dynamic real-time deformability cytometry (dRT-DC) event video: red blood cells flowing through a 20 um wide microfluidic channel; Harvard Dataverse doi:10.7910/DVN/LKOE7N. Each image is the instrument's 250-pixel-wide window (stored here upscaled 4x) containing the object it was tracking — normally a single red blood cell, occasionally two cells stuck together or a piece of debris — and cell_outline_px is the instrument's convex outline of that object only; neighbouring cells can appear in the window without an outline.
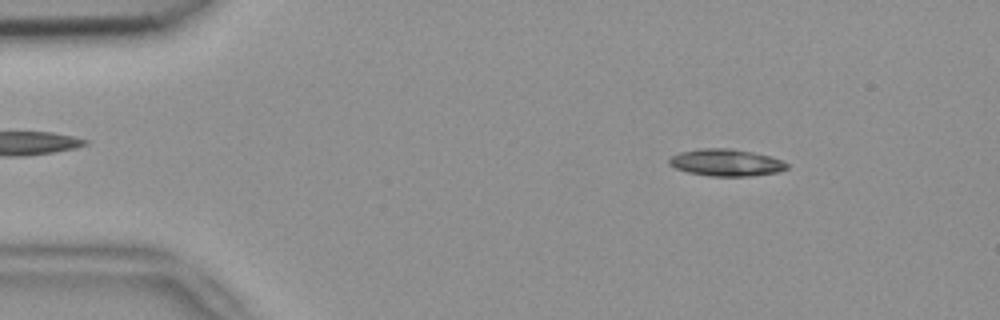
{"species": "common noctule bat (a hibernating species)", "species_latin": "Nyctalus noctula", "temperature_condition": "room temperature", "stored_images_in_passage": 49, "camera_frame_rate_fps": 3000, "um_per_image_px": 0.085, "animal": {"sex": "female", "body_mass_g": 18.4}, "frame": {"image": 1, "passage_image": 4, "time_ms": 1.0, "image_size_px": [1000, 320], "cell_outline_px": [[788, 168], [780, 172], [748, 176], [708, 176], [688, 172], [676, 168], [668, 164], [668, 160], [672, 156], [680, 152], [700, 148], [728, 148], [752, 152], [772, 156], [788, 164]], "centroid_in_image_um": [61.72, 13.82], "position_along_channel_um": 23.3, "area_um2": 18.55}}
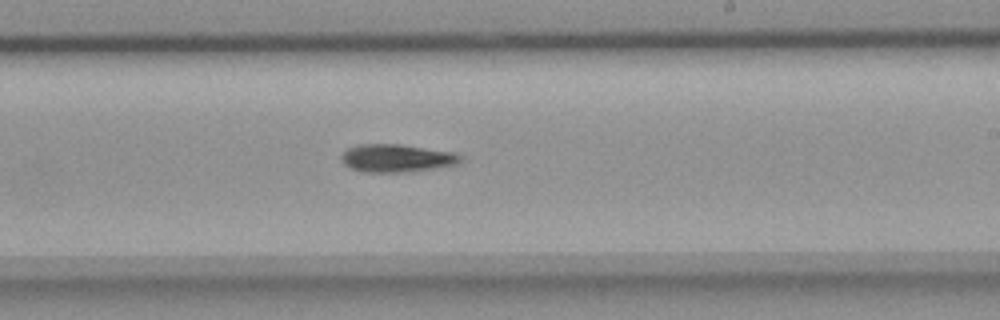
{"frame": {"image": 2, "passage_image": 28, "time_ms": 9.0, "image_size_px": [1000, 320], "cell_outline_px": [[464, 160], [460, 164], [404, 172], [364, 172], [352, 168], [344, 164], [340, 160], [340, 156], [348, 148], [356, 144], [400, 144], [460, 152], [464, 156]], "centroid_in_image_um": [33.8, 13.42], "position_along_channel_um": 255.2, "area_um2": 19.77}}
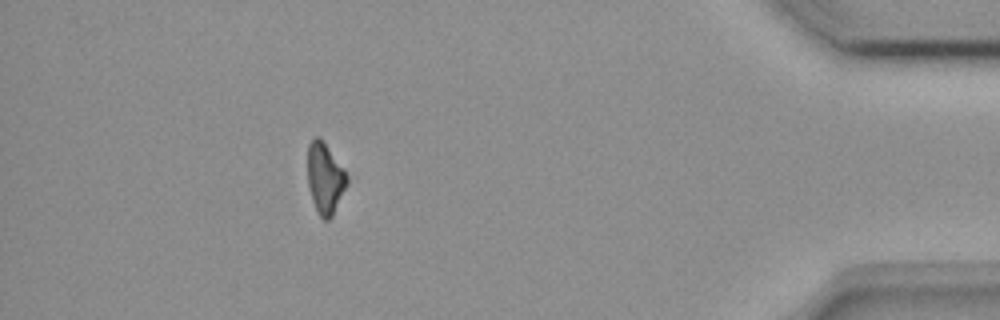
{"frame": {"image": 3, "passage_image": 44, "time_ms": 14.333, "image_size_px": [1000, 320], "cell_outline_px": [[348, 184], [332, 216], [328, 220], [324, 220], [316, 212], [312, 200], [308, 184], [308, 144], [316, 136], [320, 136], [324, 140], [344, 168], [348, 176]], "centroid_in_image_um": [27.64, 15.13], "position_along_channel_um": 407.6, "area_um2": 16.53}, "authors_computed_cell_mechanics": {"area_um2": 18.5538, "velocity_mm_per_s": 3.8293, "shape_relaxation_time_tau1_ms": 1.7489, "shape_relaxation_time_tau2_ms": null, "deformation_change_tau1": 0.1105, "deformation_change_tau2": null}}